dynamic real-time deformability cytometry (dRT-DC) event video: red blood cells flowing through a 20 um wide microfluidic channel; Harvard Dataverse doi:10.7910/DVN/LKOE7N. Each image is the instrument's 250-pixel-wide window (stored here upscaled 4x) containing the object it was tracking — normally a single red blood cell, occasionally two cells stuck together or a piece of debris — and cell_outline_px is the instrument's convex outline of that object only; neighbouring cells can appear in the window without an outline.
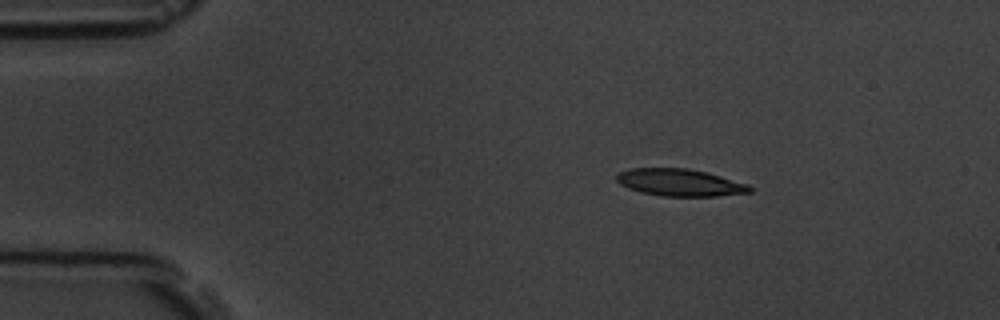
{"species": "common noctule bat (a hibernating species)", "species_latin": "Nyctalus noctula", "temperature_condition": "room temperature", "stored_images_in_passage": 5, "camera_frame_rate_fps": 3000, "um_per_image_px": 0.085, "animal": {"sex": "male", "body_mass_g": 19.5, "forearm_length_mm": 54.6}, "frame": {"image": 1, "passage_image": 2, "time_ms": 2.0, "image_size_px": [1000, 320], "cell_outline_px": [[756, 188], [752, 192], [716, 196], [660, 196], [640, 192], [628, 188], [620, 184], [616, 180], [616, 176], [620, 172], [628, 168], [688, 168], [720, 176], [748, 184]], "centroid_in_image_um": [57.79, 15.52], "position_along_channel_um": 27.2, "area_um2": 21.15}}
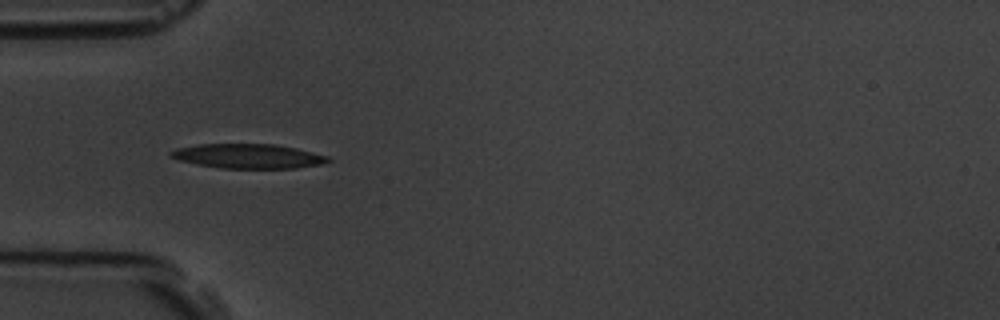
{"frame": {"image": 2, "passage_image": 4, "time_ms": 4.667, "image_size_px": [1000, 320], "cell_outline_px": [[332, 160], [320, 164], [296, 168], [220, 168], [196, 164], [180, 160], [168, 156], [168, 152], [176, 148], [200, 144], [276, 144], [296, 148], [328, 156]], "centroid_in_image_um": [21.06, 13.27], "position_along_channel_um": 63.9, "area_um2": 22.43}}
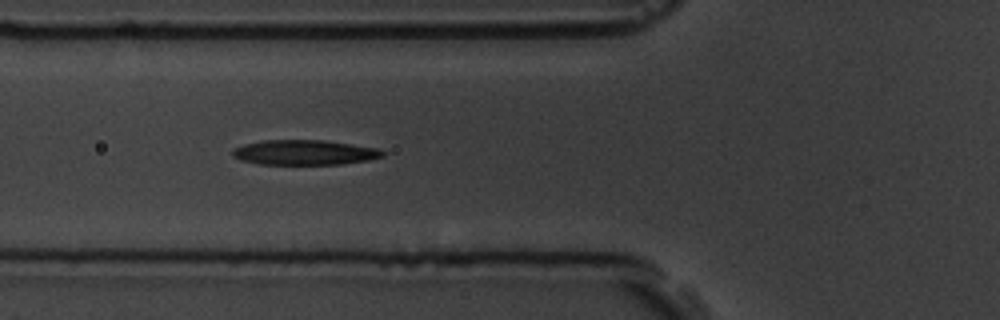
{"frame": {"image": 3, "passage_image": 5, "time_ms": 5.667, "image_size_px": [1000, 320], "cell_outline_px": [[384, 156], [368, 160], [340, 164], [260, 164], [240, 160], [232, 156], [232, 148], [244, 144], [260, 140], [324, 140], [380, 148], [384, 152]], "centroid_in_image_um": [25.86, 12.95], "position_along_channel_um": 99.9, "area_um2": 21.96}}